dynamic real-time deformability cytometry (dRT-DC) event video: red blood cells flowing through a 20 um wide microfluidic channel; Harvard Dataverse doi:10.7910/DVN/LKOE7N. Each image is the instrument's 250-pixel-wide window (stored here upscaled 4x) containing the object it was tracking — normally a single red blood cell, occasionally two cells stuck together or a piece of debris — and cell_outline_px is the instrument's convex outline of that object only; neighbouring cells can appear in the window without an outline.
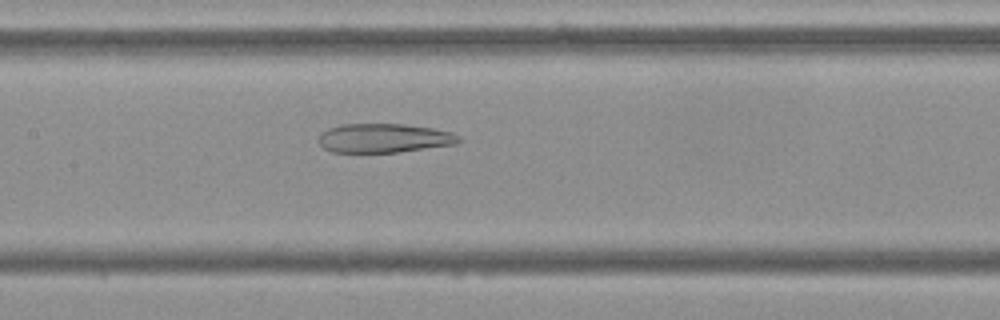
{"species": "Egyptian fruit bat (a non-hibernating species)", "species_latin": "Rousettus aegyptiacus", "temperature_condition": "cold", "stored_images_in_passage": 54, "camera_frame_rate_fps": 3000, "um_per_image_px": 0.085, "frame": {"image": 1, "passage_image": 25, "time_ms": 8.0, "image_size_px": [1000, 320], "cell_outline_px": [[464, 140], [456, 144], [400, 152], [332, 152], [324, 148], [316, 140], [320, 132], [328, 128], [340, 124], [404, 124], [432, 128], [452, 132], [460, 136]], "centroid_in_image_um": [32.63, 11.74], "position_along_channel_um": 174.8, "area_um2": 24.04}}
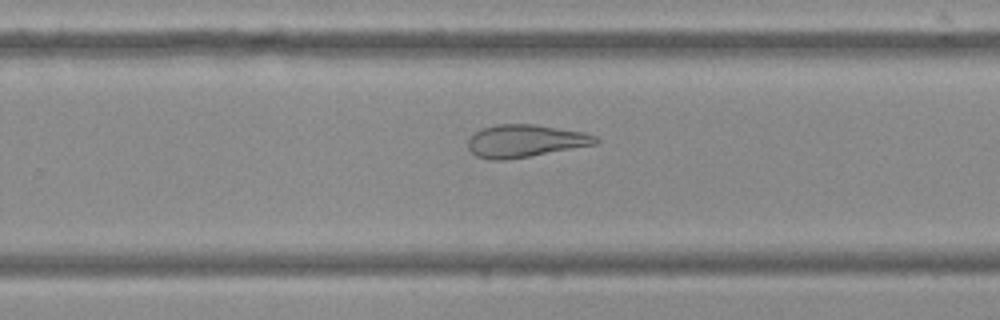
{"frame": {"image": 2, "passage_image": 34, "time_ms": 11.0, "image_size_px": [1000, 320], "cell_outline_px": [[600, 144], [504, 160], [488, 160], [476, 156], [468, 148], [468, 140], [480, 128], [496, 124], [536, 124], [584, 132], [596, 136], [600, 140]], "centroid_in_image_um": [44.67, 11.97], "position_along_channel_um": 285.1, "area_um2": 24.39}}
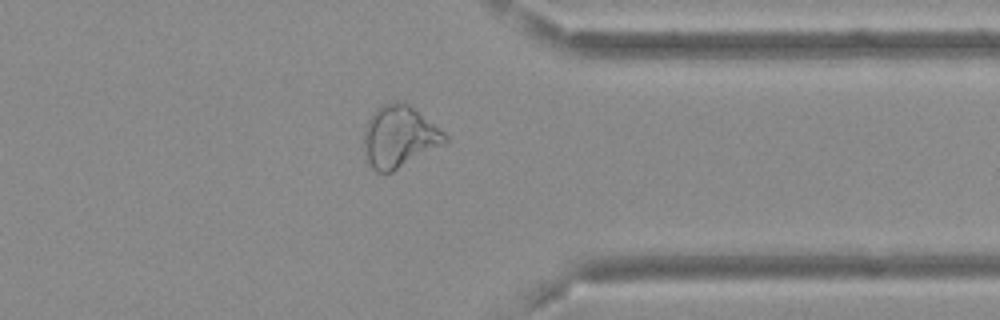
{"frame": {"image": 3, "passage_image": 42, "time_ms": 13.667, "image_size_px": [1000, 320], "cell_outline_px": [[448, 144], [392, 172], [376, 172], [372, 168], [364, 156], [364, 132], [368, 120], [372, 112], [380, 104], [396, 100], [400, 100], [416, 108], [444, 132], [448, 136]], "centroid_in_image_um": [33.97, 11.61], "position_along_channel_um": 377.4, "area_um2": 30.0}}